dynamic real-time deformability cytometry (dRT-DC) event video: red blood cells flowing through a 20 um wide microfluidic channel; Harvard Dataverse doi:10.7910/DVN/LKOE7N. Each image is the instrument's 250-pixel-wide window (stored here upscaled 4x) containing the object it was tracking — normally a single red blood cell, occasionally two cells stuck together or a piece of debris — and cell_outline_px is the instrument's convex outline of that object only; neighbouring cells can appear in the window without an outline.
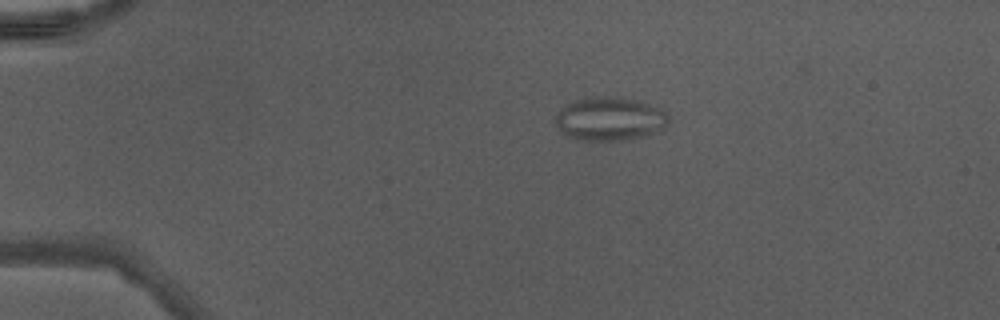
{"species": "Egyptian fruit bat (a non-hibernating species)", "species_latin": "Rousettus aegyptiacus", "temperature_condition": "warm", "stored_images_in_passage": 38, "camera_frame_rate_fps": 3000, "um_per_image_px": 0.085, "animal": {"sex": "male"}, "frame": {"image": 1, "passage_image": 1, "time_ms": 0.0, "image_size_px": [1000, 320], "cell_outline_px": [[672, 120], [656, 132], [624, 140], [580, 140], [568, 136], [552, 124], [560, 108], [572, 100], [588, 96], [620, 96], [636, 100], [660, 108], [668, 112]], "centroid_in_image_um": [51.8, 10.07], "position_along_channel_um": 33.2, "area_um2": 29.19}}